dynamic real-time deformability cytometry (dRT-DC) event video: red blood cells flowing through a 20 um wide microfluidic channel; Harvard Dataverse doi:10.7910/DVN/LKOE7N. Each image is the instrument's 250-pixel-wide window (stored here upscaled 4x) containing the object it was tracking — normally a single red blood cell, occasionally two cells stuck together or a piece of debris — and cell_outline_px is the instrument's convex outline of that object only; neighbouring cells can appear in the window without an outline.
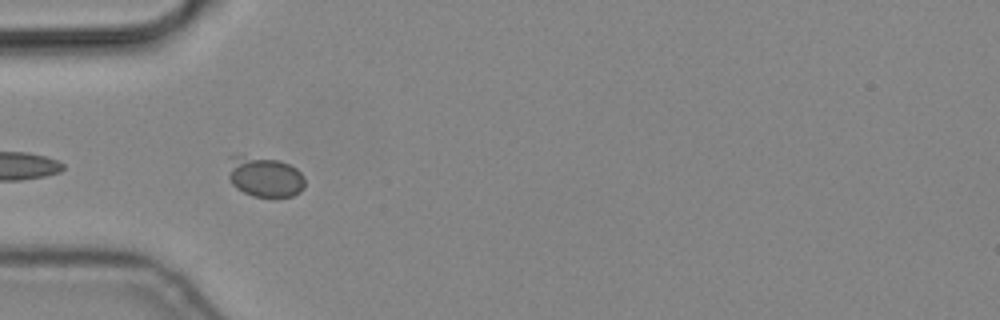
{"species": "common noctule bat (a hibernating species)", "species_latin": "Nyctalus noctula", "temperature_condition": "cold", "stored_images_in_passage": 7, "camera_frame_rate_fps": 3000, "um_per_image_px": 0.085, "animal": {"sex": "male", "body_mass_g": 19.2, "forearm_length_mm": 51.8}, "frame": {"image": 1, "passage_image": 6, "time_ms": 1.667, "image_size_px": [1000, 320], "cell_outline_px": [[304, 188], [300, 192], [292, 196], [252, 196], [236, 188], [232, 184], [228, 176], [228, 156], [240, 156], [280, 160], [296, 168], [304, 176]], "centroid_in_image_um": [22.49, 15.02], "position_along_channel_um": 62.5, "area_um2": 18.03}}